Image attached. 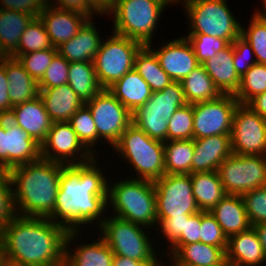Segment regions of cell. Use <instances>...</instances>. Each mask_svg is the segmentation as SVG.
<instances>
[{
  "label": "cell",
  "mask_w": 266,
  "mask_h": 266,
  "mask_svg": "<svg viewBox=\"0 0 266 266\" xmlns=\"http://www.w3.org/2000/svg\"><path fill=\"white\" fill-rule=\"evenodd\" d=\"M96 161L94 157L87 163L62 169L54 210L47 218L67 231H80L81 225H89L98 219L97 225L100 226L105 220L100 216L108 209L110 184Z\"/></svg>",
  "instance_id": "cell-1"
},
{
  "label": "cell",
  "mask_w": 266,
  "mask_h": 266,
  "mask_svg": "<svg viewBox=\"0 0 266 266\" xmlns=\"http://www.w3.org/2000/svg\"><path fill=\"white\" fill-rule=\"evenodd\" d=\"M68 231L47 217L15 216L0 231L7 263L16 266H65Z\"/></svg>",
  "instance_id": "cell-2"
},
{
  "label": "cell",
  "mask_w": 266,
  "mask_h": 266,
  "mask_svg": "<svg viewBox=\"0 0 266 266\" xmlns=\"http://www.w3.org/2000/svg\"><path fill=\"white\" fill-rule=\"evenodd\" d=\"M65 166L40 157L7 172L15 187L13 201L17 216L48 217L53 212Z\"/></svg>",
  "instance_id": "cell-3"
},
{
  "label": "cell",
  "mask_w": 266,
  "mask_h": 266,
  "mask_svg": "<svg viewBox=\"0 0 266 266\" xmlns=\"http://www.w3.org/2000/svg\"><path fill=\"white\" fill-rule=\"evenodd\" d=\"M107 203H111L115 217L139 224L145 229L158 225L153 181L133 177L115 182L108 188Z\"/></svg>",
  "instance_id": "cell-4"
},
{
  "label": "cell",
  "mask_w": 266,
  "mask_h": 266,
  "mask_svg": "<svg viewBox=\"0 0 266 266\" xmlns=\"http://www.w3.org/2000/svg\"><path fill=\"white\" fill-rule=\"evenodd\" d=\"M172 4L169 0H113L105 12L114 16V33L141 42L152 43L161 13Z\"/></svg>",
  "instance_id": "cell-5"
},
{
  "label": "cell",
  "mask_w": 266,
  "mask_h": 266,
  "mask_svg": "<svg viewBox=\"0 0 266 266\" xmlns=\"http://www.w3.org/2000/svg\"><path fill=\"white\" fill-rule=\"evenodd\" d=\"M112 149L128 160L139 179L155 181L165 174L164 142L152 139L133 124Z\"/></svg>",
  "instance_id": "cell-6"
},
{
  "label": "cell",
  "mask_w": 266,
  "mask_h": 266,
  "mask_svg": "<svg viewBox=\"0 0 266 266\" xmlns=\"http://www.w3.org/2000/svg\"><path fill=\"white\" fill-rule=\"evenodd\" d=\"M101 223V237L114 255L140 261L143 265H164L158 257L144 226L115 217H106Z\"/></svg>",
  "instance_id": "cell-7"
},
{
  "label": "cell",
  "mask_w": 266,
  "mask_h": 266,
  "mask_svg": "<svg viewBox=\"0 0 266 266\" xmlns=\"http://www.w3.org/2000/svg\"><path fill=\"white\" fill-rule=\"evenodd\" d=\"M190 18L189 33H202L229 44L241 35V24L229 10L226 0H183Z\"/></svg>",
  "instance_id": "cell-8"
},
{
  "label": "cell",
  "mask_w": 266,
  "mask_h": 266,
  "mask_svg": "<svg viewBox=\"0 0 266 266\" xmlns=\"http://www.w3.org/2000/svg\"><path fill=\"white\" fill-rule=\"evenodd\" d=\"M112 33L107 41L103 40L93 60L98 82L103 89L109 88L128 71L134 69L135 56L144 46L137 40L113 31Z\"/></svg>",
  "instance_id": "cell-9"
},
{
  "label": "cell",
  "mask_w": 266,
  "mask_h": 266,
  "mask_svg": "<svg viewBox=\"0 0 266 266\" xmlns=\"http://www.w3.org/2000/svg\"><path fill=\"white\" fill-rule=\"evenodd\" d=\"M217 172L226 194L243 195L266 186V156L232 154Z\"/></svg>",
  "instance_id": "cell-10"
},
{
  "label": "cell",
  "mask_w": 266,
  "mask_h": 266,
  "mask_svg": "<svg viewBox=\"0 0 266 266\" xmlns=\"http://www.w3.org/2000/svg\"><path fill=\"white\" fill-rule=\"evenodd\" d=\"M153 183L157 217H178L200 212L193 196L190 174H164Z\"/></svg>",
  "instance_id": "cell-11"
},
{
  "label": "cell",
  "mask_w": 266,
  "mask_h": 266,
  "mask_svg": "<svg viewBox=\"0 0 266 266\" xmlns=\"http://www.w3.org/2000/svg\"><path fill=\"white\" fill-rule=\"evenodd\" d=\"M85 105L91 111L98 140L114 146L132 124V113L108 90L102 89Z\"/></svg>",
  "instance_id": "cell-12"
},
{
  "label": "cell",
  "mask_w": 266,
  "mask_h": 266,
  "mask_svg": "<svg viewBox=\"0 0 266 266\" xmlns=\"http://www.w3.org/2000/svg\"><path fill=\"white\" fill-rule=\"evenodd\" d=\"M239 104L231 94L193 104V139L231 135L234 112Z\"/></svg>",
  "instance_id": "cell-13"
},
{
  "label": "cell",
  "mask_w": 266,
  "mask_h": 266,
  "mask_svg": "<svg viewBox=\"0 0 266 266\" xmlns=\"http://www.w3.org/2000/svg\"><path fill=\"white\" fill-rule=\"evenodd\" d=\"M94 155L79 140L68 121L53 123L46 139L40 144L41 158L66 166L87 163L97 157Z\"/></svg>",
  "instance_id": "cell-14"
},
{
  "label": "cell",
  "mask_w": 266,
  "mask_h": 266,
  "mask_svg": "<svg viewBox=\"0 0 266 266\" xmlns=\"http://www.w3.org/2000/svg\"><path fill=\"white\" fill-rule=\"evenodd\" d=\"M231 146L236 155L266 156V120L246 104L234 112Z\"/></svg>",
  "instance_id": "cell-15"
},
{
  "label": "cell",
  "mask_w": 266,
  "mask_h": 266,
  "mask_svg": "<svg viewBox=\"0 0 266 266\" xmlns=\"http://www.w3.org/2000/svg\"><path fill=\"white\" fill-rule=\"evenodd\" d=\"M40 144L8 117L0 119V169H10L40 158Z\"/></svg>",
  "instance_id": "cell-16"
},
{
  "label": "cell",
  "mask_w": 266,
  "mask_h": 266,
  "mask_svg": "<svg viewBox=\"0 0 266 266\" xmlns=\"http://www.w3.org/2000/svg\"><path fill=\"white\" fill-rule=\"evenodd\" d=\"M157 56L163 71L172 81L181 82L189 73L200 65L191 43L185 36L167 42L154 51L152 44L147 45Z\"/></svg>",
  "instance_id": "cell-17"
},
{
  "label": "cell",
  "mask_w": 266,
  "mask_h": 266,
  "mask_svg": "<svg viewBox=\"0 0 266 266\" xmlns=\"http://www.w3.org/2000/svg\"><path fill=\"white\" fill-rule=\"evenodd\" d=\"M54 48L74 37L91 18L85 13L54 7L49 3L39 15Z\"/></svg>",
  "instance_id": "cell-18"
},
{
  "label": "cell",
  "mask_w": 266,
  "mask_h": 266,
  "mask_svg": "<svg viewBox=\"0 0 266 266\" xmlns=\"http://www.w3.org/2000/svg\"><path fill=\"white\" fill-rule=\"evenodd\" d=\"M7 117L39 144L46 139L53 124L40 96L13 106Z\"/></svg>",
  "instance_id": "cell-19"
},
{
  "label": "cell",
  "mask_w": 266,
  "mask_h": 266,
  "mask_svg": "<svg viewBox=\"0 0 266 266\" xmlns=\"http://www.w3.org/2000/svg\"><path fill=\"white\" fill-rule=\"evenodd\" d=\"M232 154L231 135L194 139L191 173L217 171L223 161Z\"/></svg>",
  "instance_id": "cell-20"
},
{
  "label": "cell",
  "mask_w": 266,
  "mask_h": 266,
  "mask_svg": "<svg viewBox=\"0 0 266 266\" xmlns=\"http://www.w3.org/2000/svg\"><path fill=\"white\" fill-rule=\"evenodd\" d=\"M226 261L231 266H259L266 256L253 227L228 238Z\"/></svg>",
  "instance_id": "cell-21"
},
{
  "label": "cell",
  "mask_w": 266,
  "mask_h": 266,
  "mask_svg": "<svg viewBox=\"0 0 266 266\" xmlns=\"http://www.w3.org/2000/svg\"><path fill=\"white\" fill-rule=\"evenodd\" d=\"M172 266H218L226 260L227 247L195 242L187 245H172Z\"/></svg>",
  "instance_id": "cell-22"
},
{
  "label": "cell",
  "mask_w": 266,
  "mask_h": 266,
  "mask_svg": "<svg viewBox=\"0 0 266 266\" xmlns=\"http://www.w3.org/2000/svg\"><path fill=\"white\" fill-rule=\"evenodd\" d=\"M79 232L68 231L65 243V266H112L114 254L102 237L90 244L83 243L82 246H77L74 253L69 251V245Z\"/></svg>",
  "instance_id": "cell-23"
},
{
  "label": "cell",
  "mask_w": 266,
  "mask_h": 266,
  "mask_svg": "<svg viewBox=\"0 0 266 266\" xmlns=\"http://www.w3.org/2000/svg\"><path fill=\"white\" fill-rule=\"evenodd\" d=\"M39 96L53 123L69 121L85 104L69 84L53 88H39Z\"/></svg>",
  "instance_id": "cell-24"
},
{
  "label": "cell",
  "mask_w": 266,
  "mask_h": 266,
  "mask_svg": "<svg viewBox=\"0 0 266 266\" xmlns=\"http://www.w3.org/2000/svg\"><path fill=\"white\" fill-rule=\"evenodd\" d=\"M202 65L221 94H236L240 87L241 77L234 67L232 43Z\"/></svg>",
  "instance_id": "cell-25"
},
{
  "label": "cell",
  "mask_w": 266,
  "mask_h": 266,
  "mask_svg": "<svg viewBox=\"0 0 266 266\" xmlns=\"http://www.w3.org/2000/svg\"><path fill=\"white\" fill-rule=\"evenodd\" d=\"M0 62L5 67L8 79L11 108L39 96L38 82L25 70L16 58L2 56Z\"/></svg>",
  "instance_id": "cell-26"
},
{
  "label": "cell",
  "mask_w": 266,
  "mask_h": 266,
  "mask_svg": "<svg viewBox=\"0 0 266 266\" xmlns=\"http://www.w3.org/2000/svg\"><path fill=\"white\" fill-rule=\"evenodd\" d=\"M90 18L69 41L59 46L58 53L68 62H93L102 39Z\"/></svg>",
  "instance_id": "cell-27"
},
{
  "label": "cell",
  "mask_w": 266,
  "mask_h": 266,
  "mask_svg": "<svg viewBox=\"0 0 266 266\" xmlns=\"http://www.w3.org/2000/svg\"><path fill=\"white\" fill-rule=\"evenodd\" d=\"M210 212L227 238L252 227L241 195H225Z\"/></svg>",
  "instance_id": "cell-28"
},
{
  "label": "cell",
  "mask_w": 266,
  "mask_h": 266,
  "mask_svg": "<svg viewBox=\"0 0 266 266\" xmlns=\"http://www.w3.org/2000/svg\"><path fill=\"white\" fill-rule=\"evenodd\" d=\"M131 113L151 98L152 90L139 73L132 69L107 88Z\"/></svg>",
  "instance_id": "cell-29"
},
{
  "label": "cell",
  "mask_w": 266,
  "mask_h": 266,
  "mask_svg": "<svg viewBox=\"0 0 266 266\" xmlns=\"http://www.w3.org/2000/svg\"><path fill=\"white\" fill-rule=\"evenodd\" d=\"M193 196L200 211L210 212L227 195L217 171L191 173Z\"/></svg>",
  "instance_id": "cell-30"
},
{
  "label": "cell",
  "mask_w": 266,
  "mask_h": 266,
  "mask_svg": "<svg viewBox=\"0 0 266 266\" xmlns=\"http://www.w3.org/2000/svg\"><path fill=\"white\" fill-rule=\"evenodd\" d=\"M34 17L24 12L0 9V54L9 56Z\"/></svg>",
  "instance_id": "cell-31"
},
{
  "label": "cell",
  "mask_w": 266,
  "mask_h": 266,
  "mask_svg": "<svg viewBox=\"0 0 266 266\" xmlns=\"http://www.w3.org/2000/svg\"><path fill=\"white\" fill-rule=\"evenodd\" d=\"M186 104L181 82L172 81L162 91L153 92L151 98L134 112L160 113L169 121L175 111Z\"/></svg>",
  "instance_id": "cell-32"
},
{
  "label": "cell",
  "mask_w": 266,
  "mask_h": 266,
  "mask_svg": "<svg viewBox=\"0 0 266 266\" xmlns=\"http://www.w3.org/2000/svg\"><path fill=\"white\" fill-rule=\"evenodd\" d=\"M181 84L188 104L210 101L221 95L202 64L192 70Z\"/></svg>",
  "instance_id": "cell-33"
},
{
  "label": "cell",
  "mask_w": 266,
  "mask_h": 266,
  "mask_svg": "<svg viewBox=\"0 0 266 266\" xmlns=\"http://www.w3.org/2000/svg\"><path fill=\"white\" fill-rule=\"evenodd\" d=\"M68 84L83 103L90 101L103 89L98 82L93 62H70Z\"/></svg>",
  "instance_id": "cell-34"
},
{
  "label": "cell",
  "mask_w": 266,
  "mask_h": 266,
  "mask_svg": "<svg viewBox=\"0 0 266 266\" xmlns=\"http://www.w3.org/2000/svg\"><path fill=\"white\" fill-rule=\"evenodd\" d=\"M134 69L150 86L152 92L162 91L172 82L161 68L155 53L147 45L136 54Z\"/></svg>",
  "instance_id": "cell-35"
},
{
  "label": "cell",
  "mask_w": 266,
  "mask_h": 266,
  "mask_svg": "<svg viewBox=\"0 0 266 266\" xmlns=\"http://www.w3.org/2000/svg\"><path fill=\"white\" fill-rule=\"evenodd\" d=\"M194 139L164 142L165 174H191Z\"/></svg>",
  "instance_id": "cell-36"
},
{
  "label": "cell",
  "mask_w": 266,
  "mask_h": 266,
  "mask_svg": "<svg viewBox=\"0 0 266 266\" xmlns=\"http://www.w3.org/2000/svg\"><path fill=\"white\" fill-rule=\"evenodd\" d=\"M54 48L40 17L33 18L22 33L17 48L11 54Z\"/></svg>",
  "instance_id": "cell-37"
},
{
  "label": "cell",
  "mask_w": 266,
  "mask_h": 266,
  "mask_svg": "<svg viewBox=\"0 0 266 266\" xmlns=\"http://www.w3.org/2000/svg\"><path fill=\"white\" fill-rule=\"evenodd\" d=\"M241 36L251 45L256 62L266 65V12L257 10L249 27L241 26Z\"/></svg>",
  "instance_id": "cell-38"
},
{
  "label": "cell",
  "mask_w": 266,
  "mask_h": 266,
  "mask_svg": "<svg viewBox=\"0 0 266 266\" xmlns=\"http://www.w3.org/2000/svg\"><path fill=\"white\" fill-rule=\"evenodd\" d=\"M266 92V65L254 64L241 77L240 87L234 97L240 104H247L256 95Z\"/></svg>",
  "instance_id": "cell-39"
},
{
  "label": "cell",
  "mask_w": 266,
  "mask_h": 266,
  "mask_svg": "<svg viewBox=\"0 0 266 266\" xmlns=\"http://www.w3.org/2000/svg\"><path fill=\"white\" fill-rule=\"evenodd\" d=\"M83 145L94 154L95 143H98L96 125L91 111L84 104L68 121Z\"/></svg>",
  "instance_id": "cell-40"
},
{
  "label": "cell",
  "mask_w": 266,
  "mask_h": 266,
  "mask_svg": "<svg viewBox=\"0 0 266 266\" xmlns=\"http://www.w3.org/2000/svg\"><path fill=\"white\" fill-rule=\"evenodd\" d=\"M193 104L178 108L168 121L167 141L193 139Z\"/></svg>",
  "instance_id": "cell-41"
},
{
  "label": "cell",
  "mask_w": 266,
  "mask_h": 266,
  "mask_svg": "<svg viewBox=\"0 0 266 266\" xmlns=\"http://www.w3.org/2000/svg\"><path fill=\"white\" fill-rule=\"evenodd\" d=\"M58 53L57 48L43 49L28 54H10L16 58L25 70L38 82Z\"/></svg>",
  "instance_id": "cell-42"
},
{
  "label": "cell",
  "mask_w": 266,
  "mask_h": 266,
  "mask_svg": "<svg viewBox=\"0 0 266 266\" xmlns=\"http://www.w3.org/2000/svg\"><path fill=\"white\" fill-rule=\"evenodd\" d=\"M132 124L152 139L167 141L168 121L156 112H132Z\"/></svg>",
  "instance_id": "cell-43"
},
{
  "label": "cell",
  "mask_w": 266,
  "mask_h": 266,
  "mask_svg": "<svg viewBox=\"0 0 266 266\" xmlns=\"http://www.w3.org/2000/svg\"><path fill=\"white\" fill-rule=\"evenodd\" d=\"M185 37L191 43L200 64H203L206 60L212 58L217 52L229 45L224 39L202 33H189Z\"/></svg>",
  "instance_id": "cell-44"
},
{
  "label": "cell",
  "mask_w": 266,
  "mask_h": 266,
  "mask_svg": "<svg viewBox=\"0 0 266 266\" xmlns=\"http://www.w3.org/2000/svg\"><path fill=\"white\" fill-rule=\"evenodd\" d=\"M250 224L266 222V186L241 195Z\"/></svg>",
  "instance_id": "cell-45"
},
{
  "label": "cell",
  "mask_w": 266,
  "mask_h": 266,
  "mask_svg": "<svg viewBox=\"0 0 266 266\" xmlns=\"http://www.w3.org/2000/svg\"><path fill=\"white\" fill-rule=\"evenodd\" d=\"M70 62L57 53L46 69L43 77L38 81L39 88H53L68 84Z\"/></svg>",
  "instance_id": "cell-46"
},
{
  "label": "cell",
  "mask_w": 266,
  "mask_h": 266,
  "mask_svg": "<svg viewBox=\"0 0 266 266\" xmlns=\"http://www.w3.org/2000/svg\"><path fill=\"white\" fill-rule=\"evenodd\" d=\"M200 242L217 247H227L228 238L211 212L201 211Z\"/></svg>",
  "instance_id": "cell-47"
},
{
  "label": "cell",
  "mask_w": 266,
  "mask_h": 266,
  "mask_svg": "<svg viewBox=\"0 0 266 266\" xmlns=\"http://www.w3.org/2000/svg\"><path fill=\"white\" fill-rule=\"evenodd\" d=\"M13 188L7 173L0 177V231L16 216Z\"/></svg>",
  "instance_id": "cell-48"
},
{
  "label": "cell",
  "mask_w": 266,
  "mask_h": 266,
  "mask_svg": "<svg viewBox=\"0 0 266 266\" xmlns=\"http://www.w3.org/2000/svg\"><path fill=\"white\" fill-rule=\"evenodd\" d=\"M232 45L234 67L237 74L242 77L252 65L257 63L255 58L250 60L254 52L251 45L241 35L232 42Z\"/></svg>",
  "instance_id": "cell-49"
},
{
  "label": "cell",
  "mask_w": 266,
  "mask_h": 266,
  "mask_svg": "<svg viewBox=\"0 0 266 266\" xmlns=\"http://www.w3.org/2000/svg\"><path fill=\"white\" fill-rule=\"evenodd\" d=\"M191 215H182L178 217H157L158 226L161 229L164 238L168 239L171 246L180 238L184 231L185 219Z\"/></svg>",
  "instance_id": "cell-50"
},
{
  "label": "cell",
  "mask_w": 266,
  "mask_h": 266,
  "mask_svg": "<svg viewBox=\"0 0 266 266\" xmlns=\"http://www.w3.org/2000/svg\"><path fill=\"white\" fill-rule=\"evenodd\" d=\"M0 2L2 10L24 12L34 18L39 17L47 4V0H0Z\"/></svg>",
  "instance_id": "cell-51"
},
{
  "label": "cell",
  "mask_w": 266,
  "mask_h": 266,
  "mask_svg": "<svg viewBox=\"0 0 266 266\" xmlns=\"http://www.w3.org/2000/svg\"><path fill=\"white\" fill-rule=\"evenodd\" d=\"M201 211L185 219L184 231L173 245L200 242Z\"/></svg>",
  "instance_id": "cell-52"
},
{
  "label": "cell",
  "mask_w": 266,
  "mask_h": 266,
  "mask_svg": "<svg viewBox=\"0 0 266 266\" xmlns=\"http://www.w3.org/2000/svg\"><path fill=\"white\" fill-rule=\"evenodd\" d=\"M49 1L50 0H47V3L50 5L53 4L54 7L85 13L91 18H93V13L98 15L103 14L90 0H55L54 2H58L56 5L55 3Z\"/></svg>",
  "instance_id": "cell-53"
},
{
  "label": "cell",
  "mask_w": 266,
  "mask_h": 266,
  "mask_svg": "<svg viewBox=\"0 0 266 266\" xmlns=\"http://www.w3.org/2000/svg\"><path fill=\"white\" fill-rule=\"evenodd\" d=\"M8 84L5 67L0 62V117H7L11 110Z\"/></svg>",
  "instance_id": "cell-54"
},
{
  "label": "cell",
  "mask_w": 266,
  "mask_h": 266,
  "mask_svg": "<svg viewBox=\"0 0 266 266\" xmlns=\"http://www.w3.org/2000/svg\"><path fill=\"white\" fill-rule=\"evenodd\" d=\"M246 105L266 120V92L256 95Z\"/></svg>",
  "instance_id": "cell-55"
},
{
  "label": "cell",
  "mask_w": 266,
  "mask_h": 266,
  "mask_svg": "<svg viewBox=\"0 0 266 266\" xmlns=\"http://www.w3.org/2000/svg\"><path fill=\"white\" fill-rule=\"evenodd\" d=\"M112 266H163V265H143L140 261L124 256L114 255Z\"/></svg>",
  "instance_id": "cell-56"
},
{
  "label": "cell",
  "mask_w": 266,
  "mask_h": 266,
  "mask_svg": "<svg viewBox=\"0 0 266 266\" xmlns=\"http://www.w3.org/2000/svg\"><path fill=\"white\" fill-rule=\"evenodd\" d=\"M252 227L257 232V235L259 237L266 256V222L258 223L256 225H253Z\"/></svg>",
  "instance_id": "cell-57"
},
{
  "label": "cell",
  "mask_w": 266,
  "mask_h": 266,
  "mask_svg": "<svg viewBox=\"0 0 266 266\" xmlns=\"http://www.w3.org/2000/svg\"><path fill=\"white\" fill-rule=\"evenodd\" d=\"M104 15L111 7L113 0H90Z\"/></svg>",
  "instance_id": "cell-58"
},
{
  "label": "cell",
  "mask_w": 266,
  "mask_h": 266,
  "mask_svg": "<svg viewBox=\"0 0 266 266\" xmlns=\"http://www.w3.org/2000/svg\"><path fill=\"white\" fill-rule=\"evenodd\" d=\"M6 264H7L6 254L4 251L2 241L0 239V266H5Z\"/></svg>",
  "instance_id": "cell-59"
},
{
  "label": "cell",
  "mask_w": 266,
  "mask_h": 266,
  "mask_svg": "<svg viewBox=\"0 0 266 266\" xmlns=\"http://www.w3.org/2000/svg\"><path fill=\"white\" fill-rule=\"evenodd\" d=\"M218 266H231V265L225 260L221 265Z\"/></svg>",
  "instance_id": "cell-60"
},
{
  "label": "cell",
  "mask_w": 266,
  "mask_h": 266,
  "mask_svg": "<svg viewBox=\"0 0 266 266\" xmlns=\"http://www.w3.org/2000/svg\"><path fill=\"white\" fill-rule=\"evenodd\" d=\"M172 4H176V3H180L179 1H183V0H169Z\"/></svg>",
  "instance_id": "cell-61"
},
{
  "label": "cell",
  "mask_w": 266,
  "mask_h": 266,
  "mask_svg": "<svg viewBox=\"0 0 266 266\" xmlns=\"http://www.w3.org/2000/svg\"><path fill=\"white\" fill-rule=\"evenodd\" d=\"M262 2H263V6H264L263 7L264 8L263 11L266 12V0H263Z\"/></svg>",
  "instance_id": "cell-62"
},
{
  "label": "cell",
  "mask_w": 266,
  "mask_h": 266,
  "mask_svg": "<svg viewBox=\"0 0 266 266\" xmlns=\"http://www.w3.org/2000/svg\"><path fill=\"white\" fill-rule=\"evenodd\" d=\"M4 174V172L0 169V177Z\"/></svg>",
  "instance_id": "cell-63"
},
{
  "label": "cell",
  "mask_w": 266,
  "mask_h": 266,
  "mask_svg": "<svg viewBox=\"0 0 266 266\" xmlns=\"http://www.w3.org/2000/svg\"><path fill=\"white\" fill-rule=\"evenodd\" d=\"M5 266H16V265H12V264L7 263Z\"/></svg>",
  "instance_id": "cell-64"
}]
</instances>
